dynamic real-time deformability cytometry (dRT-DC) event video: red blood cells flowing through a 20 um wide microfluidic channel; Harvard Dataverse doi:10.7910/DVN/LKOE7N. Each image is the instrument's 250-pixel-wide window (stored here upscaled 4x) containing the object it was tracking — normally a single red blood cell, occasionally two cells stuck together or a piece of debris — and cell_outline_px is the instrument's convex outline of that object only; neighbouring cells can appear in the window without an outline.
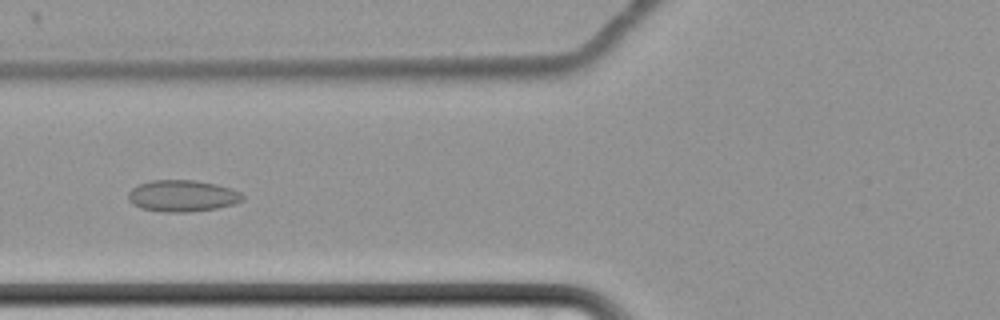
{"species": "common noctule bat (a hibernating species)", "species_latin": "Nyctalus noctula", "temperature_condition": "cold", "stored_images_in_passage": 40, "camera_frame_rate_fps": 3000, "um_per_image_px": 0.085, "animal": {"sex": "female", "body_mass_g": 22.7, "forearm_length_mm": 54.2}, "frame": {"image": 1, "passage_image": 4, "time_ms": 1.0, "image_size_px": [1000, 320], "cell_outline_px": [[244, 200], [236, 204], [216, 208], [188, 212], [164, 212], [140, 208], [132, 204], [128, 200], [128, 192], [136, 184], [152, 180], [196, 180], [216, 184], [240, 192], [244, 196]], "centroid_in_image_um": [15.48, 16.65], "position_along_channel_um": 110.3, "area_um2": 21.21}}
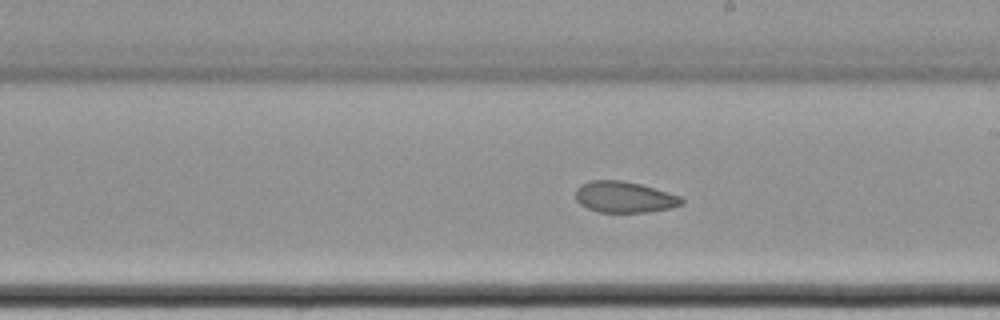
{"frame": {"image": 2, "passage_image": 15, "time_ms": 4.667, "image_size_px": [1000, 320], "cell_outline_px": [[684, 204], [672, 208], [648, 212], [600, 212], [588, 208], [580, 204], [576, 200], [576, 188], [580, 184], [592, 180], [620, 180], [640, 184], [668, 192], [680, 196], [684, 200]], "centroid_in_image_um": [53.08, 16.75], "position_along_channel_um": 235.9, "area_um2": 19.31}}
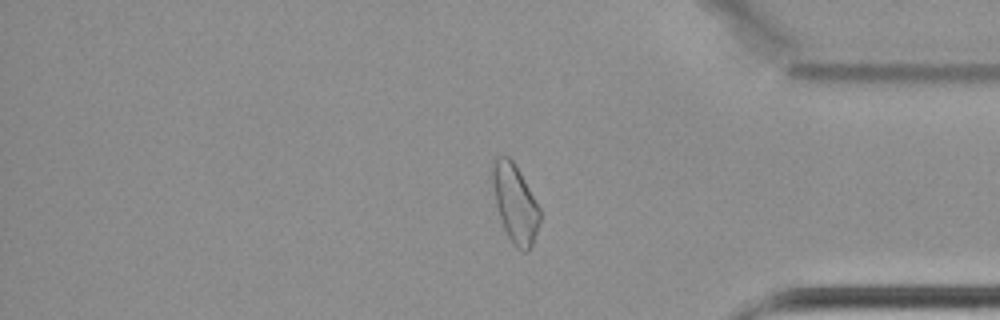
{"frame": {"image": 3, "passage_image": 30, "time_ms": 9.667, "image_size_px": [1000, 320], "cell_outline_px": [[540, 220], [532, 244], [528, 252], [524, 252], [516, 248], [512, 244], [504, 228], [496, 204], [488, 172], [492, 160], [496, 156], [508, 156], [512, 160], [540, 208]], "centroid_in_image_um": [43.72, 17.25], "position_along_channel_um": 391.5, "area_um2": 21.73}}